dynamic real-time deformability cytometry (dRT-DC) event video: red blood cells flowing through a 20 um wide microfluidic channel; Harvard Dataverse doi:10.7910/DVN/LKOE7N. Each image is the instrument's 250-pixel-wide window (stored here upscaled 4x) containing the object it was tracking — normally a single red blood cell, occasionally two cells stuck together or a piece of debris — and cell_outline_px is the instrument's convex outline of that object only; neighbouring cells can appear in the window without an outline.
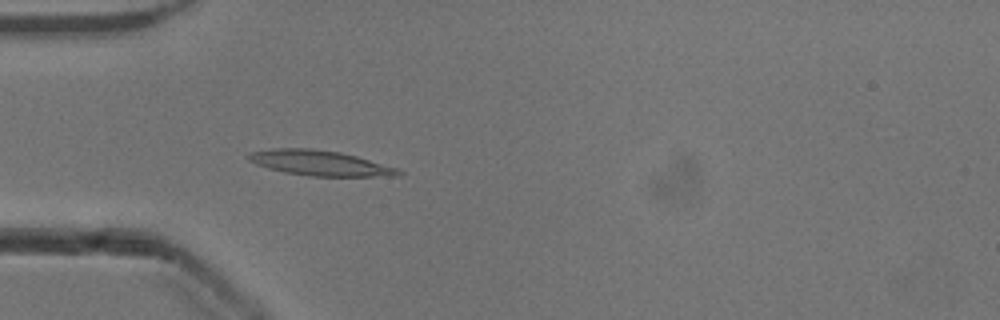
{"species": "common noctule bat (a hibernating species)", "species_latin": "Nyctalus noctula", "temperature_condition": "cold", "stored_images_in_passage": 52, "camera_frame_rate_fps": 3000, "um_per_image_px": 0.085, "animal": {"sex": "male", "body_mass_g": 13.3}, "frame": {"image": 1, "passage_image": 15, "time_ms": 4.667, "image_size_px": [1000, 320], "cell_outline_px": [[404, 172], [400, 176], [308, 176], [284, 172], [268, 168], [256, 164], [248, 160], [248, 152], [272, 148], [312, 148], [340, 152], [356, 156], [396, 168]], "centroid_in_image_um": [27.16, 13.85], "position_along_channel_um": 57.8, "area_um2": 22.02}}
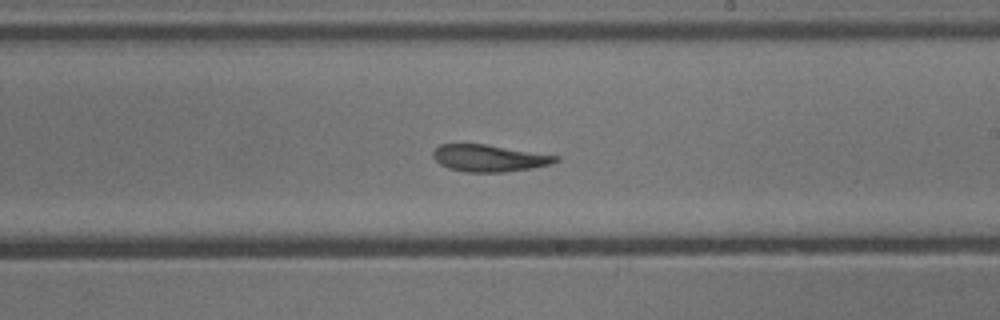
{"frame": {"image": 2, "passage_image": 30, "time_ms": 9.667, "image_size_px": [1000, 320], "cell_outline_px": [[560, 160], [552, 164], [532, 168], [504, 172], [468, 172], [448, 168], [440, 164], [432, 156], [432, 152], [440, 144], [484, 144], [560, 156]], "centroid_in_image_um": [41.59, 13.44], "position_along_channel_um": 247.4, "area_um2": 19.19}}
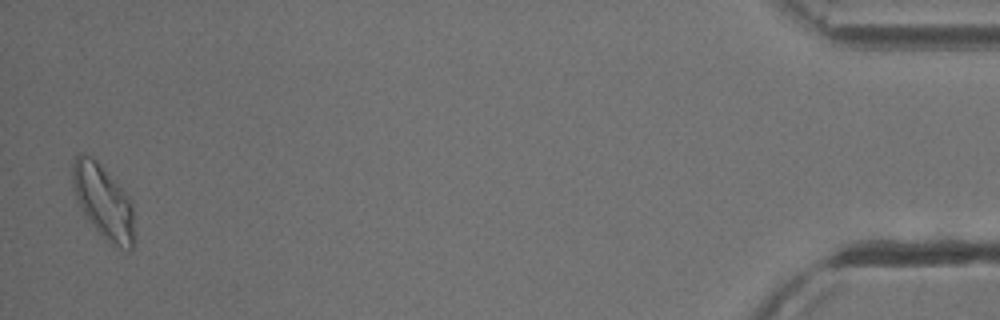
{"frame": {"image": 3, "passage_image": 51, "time_ms": 16.667, "image_size_px": [1000, 320], "cell_outline_px": [[132, 248], [128, 252], [104, 240], [84, 216], [76, 204], [72, 184], [72, 164], [76, 156], [80, 152], [96, 160], [120, 184], [132, 200]], "centroid_in_image_um": [8.74, 17.14], "position_along_channel_um": 426.5, "area_um2": 26.99}, "authors_computed_cell_mechanics": {"area_um2": 20.7791, "velocity_mm_per_s": 3.8799, "shape_relaxation_time_tau1_ms": 7.4575, "shape_relaxation_time_tau2_ms": 2.9734, "deformation_change_tau1": 0.2053, "deformation_change_tau2": 0.1051}}